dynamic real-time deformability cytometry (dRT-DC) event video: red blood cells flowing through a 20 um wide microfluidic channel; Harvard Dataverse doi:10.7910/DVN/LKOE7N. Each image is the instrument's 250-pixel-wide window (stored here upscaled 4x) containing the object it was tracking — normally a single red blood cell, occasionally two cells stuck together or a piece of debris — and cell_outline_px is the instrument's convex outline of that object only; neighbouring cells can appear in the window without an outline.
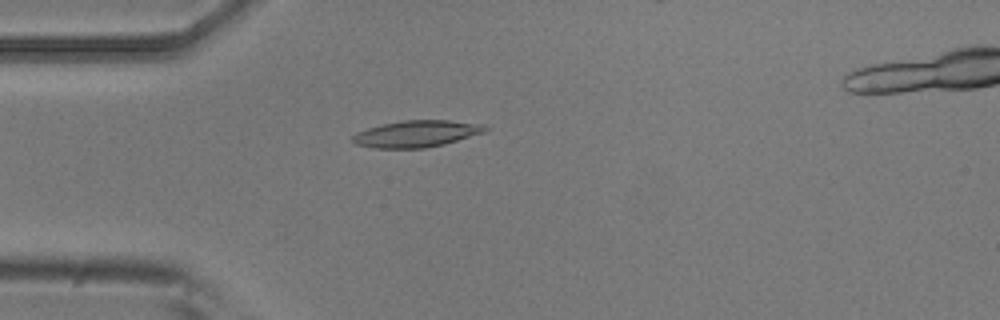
{"species": "common noctule bat (a hibernating species)", "species_latin": "Nyctalus noctula", "temperature_condition": "room temperature", "stored_images_in_passage": 5, "camera_frame_rate_fps": 3000, "um_per_image_px": 0.085, "animal": {"sex": "male", "body_mass_g": 20.5, "forearm_length_mm": 52.5}, "frame": {"image": 1, "passage_image": 4, "time_ms": 1.0, "image_size_px": [1000, 320], "cell_outline_px": [[488, 128], [484, 132], [444, 144], [424, 148], [372, 148], [356, 144], [352, 140], [352, 136], [356, 132], [368, 128], [384, 124], [404, 120], [448, 120], [484, 124]], "centroid_in_image_um": [35.39, 11.37], "position_along_channel_um": 49.6, "area_um2": 20.46}}